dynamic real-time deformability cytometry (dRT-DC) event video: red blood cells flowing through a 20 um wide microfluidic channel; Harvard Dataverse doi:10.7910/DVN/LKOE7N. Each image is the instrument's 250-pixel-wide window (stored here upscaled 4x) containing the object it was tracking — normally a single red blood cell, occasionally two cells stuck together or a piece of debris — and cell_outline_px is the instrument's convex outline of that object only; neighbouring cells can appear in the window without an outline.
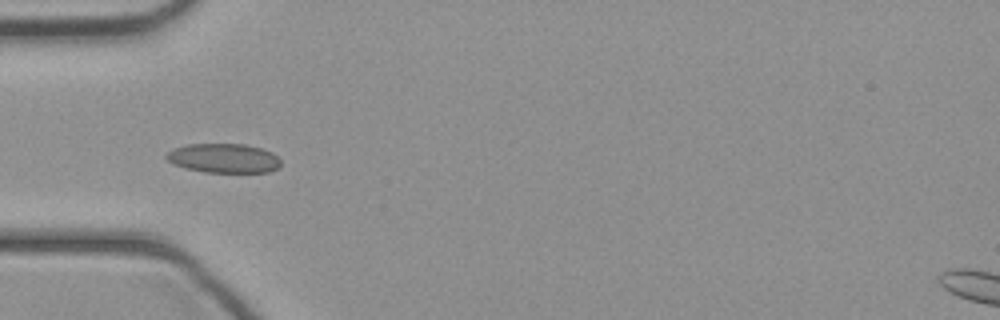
{"species": "common noctule bat (a hibernating species)", "species_latin": "Nyctalus noctula", "temperature_condition": "cold", "stored_images_in_passage": 31, "camera_frame_rate_fps": 3000, "um_per_image_px": 0.085, "animal": {"sex": "female", "body_mass_g": 21.9}, "frame": {"image": 1, "passage_image": 1, "time_ms": 0.0, "image_size_px": [1000, 320], "cell_outline_px": [[280, 168], [268, 172], [204, 172], [184, 168], [172, 164], [164, 156], [172, 148], [188, 144], [244, 144], [260, 148], [272, 152], [280, 160]], "centroid_in_image_um": [18.99, 13.45], "position_along_channel_um": 66.0, "area_um2": 19.65}}
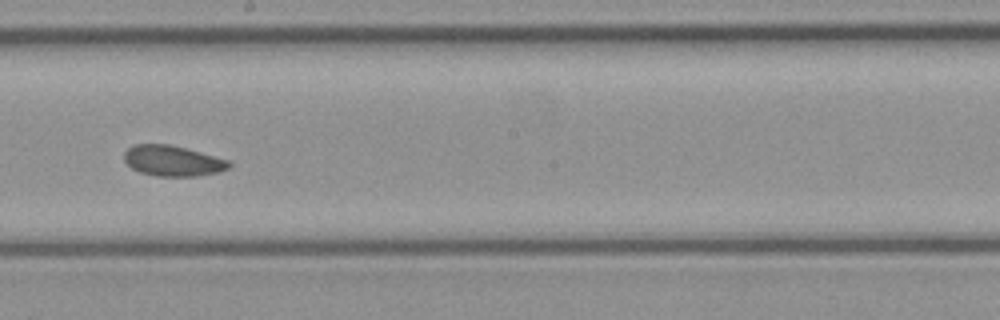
{"frame": {"image": 2, "passage_image": 12, "time_ms": 3.667, "image_size_px": [1000, 320], "cell_outline_px": [[232, 164], [228, 168], [220, 172], [196, 176], [156, 176], [140, 172], [132, 168], [124, 160], [124, 152], [132, 144], [168, 144], [232, 160]], "centroid_in_image_um": [14.7, 13.67], "position_along_channel_um": 233.5, "area_um2": 18.79}}
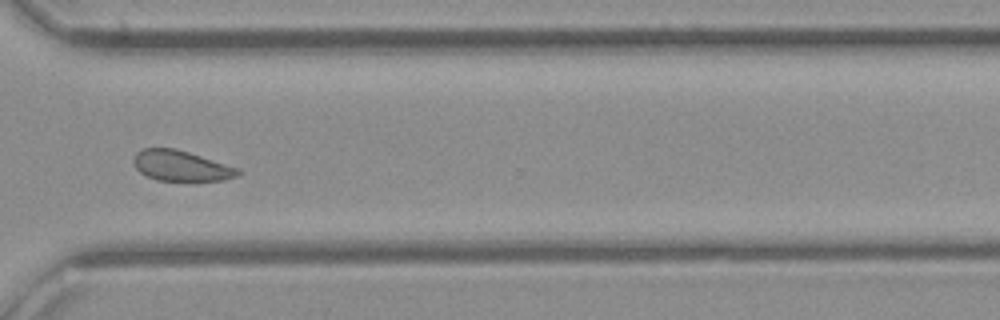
{"frame": {"image": 3, "passage_image": 20, "time_ms": 6.333, "image_size_px": [1000, 320], "cell_outline_px": [[240, 172], [236, 176], [224, 180], [156, 180], [140, 172], [136, 168], [132, 160], [136, 152], [144, 148], [176, 148], [240, 168]], "centroid_in_image_um": [15.38, 14.08], "position_along_channel_um": 355.2, "area_um2": 18.44}}